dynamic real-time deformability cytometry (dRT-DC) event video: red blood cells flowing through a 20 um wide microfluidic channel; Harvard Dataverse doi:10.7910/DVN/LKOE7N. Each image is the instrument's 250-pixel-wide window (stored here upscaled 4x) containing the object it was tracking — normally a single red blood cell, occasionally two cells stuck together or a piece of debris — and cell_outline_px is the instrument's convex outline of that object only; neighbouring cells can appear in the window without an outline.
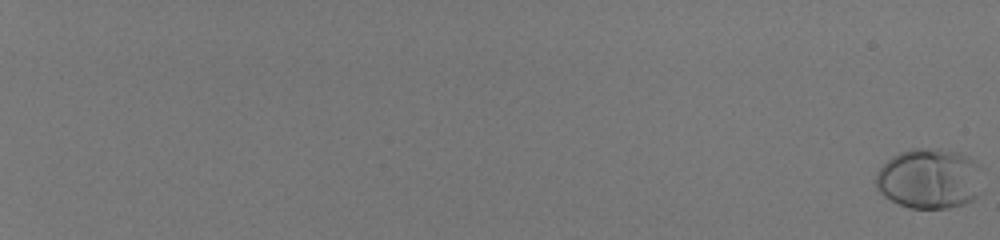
{"species": "human", "species_latin": "Homo sapiens", "temperature_condition": "room temperature", "stored_images_in_passage": 59, "camera_frame_rate_fps": 3000, "um_per_image_px": 0.085, "donor": {"sex": "male"}, "frame": {"image": 1, "passage_image": 1, "time_ms": 0.0, "image_size_px": [1000, 240], "cell_outline_px": [[984, 192], [972, 200], [964, 204], [948, 208], [912, 208], [900, 204], [884, 196], [876, 188], [876, 172], [892, 156], [900, 152], [912, 148], [940, 148], [960, 152], [980, 164], [984, 168]], "centroid_in_image_um": [79.11, 15.17], "position_along_channel_um": 5.9, "area_um2": 38.55}}
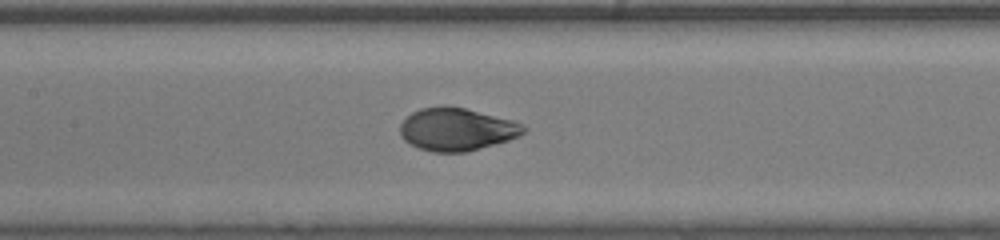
{"frame": {"image": 2, "passage_image": 36, "time_ms": 11.667, "image_size_px": [1000, 240], "cell_outline_px": [[528, 128], [520, 136], [508, 140], [464, 152], [432, 152], [420, 148], [404, 140], [400, 136], [400, 124], [412, 112], [420, 108], [444, 104], [464, 108], [512, 120]], "centroid_in_image_um": [38.79, 10.97], "position_along_channel_um": 168.6, "area_um2": 30.63}}
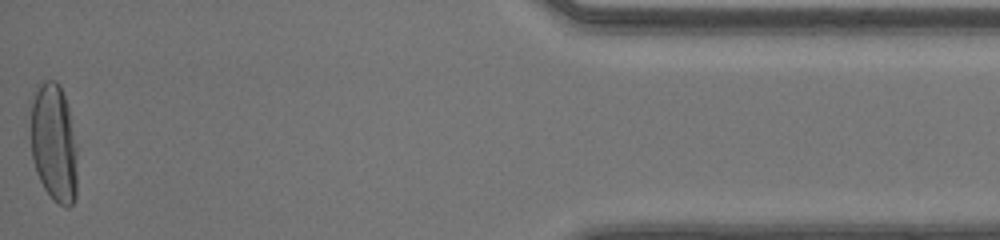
{"frame": {"image": 3, "passage_image": 59, "time_ms": 19.333, "image_size_px": [1000, 240], "cell_outline_px": [[76, 196], [72, 204], [68, 208], [64, 208], [52, 200], [44, 188], [36, 172], [32, 160], [28, 136], [32, 92], [36, 84], [44, 80], [56, 80], [64, 96], [68, 108], [76, 148]], "centroid_in_image_um": [4.51, 12.13], "position_along_channel_um": 430.7, "area_um2": 33.18}, "authors_computed_cell_mechanics": {"area_um2": 31.3854, "velocity_mm_per_s": 4.1251, "shape_relaxation_time_tau1_ms": 2.8377, "shape_relaxation_time_tau2_ms": null, "deformation_change_tau1": 0.1892, "deformation_change_tau2": null}}